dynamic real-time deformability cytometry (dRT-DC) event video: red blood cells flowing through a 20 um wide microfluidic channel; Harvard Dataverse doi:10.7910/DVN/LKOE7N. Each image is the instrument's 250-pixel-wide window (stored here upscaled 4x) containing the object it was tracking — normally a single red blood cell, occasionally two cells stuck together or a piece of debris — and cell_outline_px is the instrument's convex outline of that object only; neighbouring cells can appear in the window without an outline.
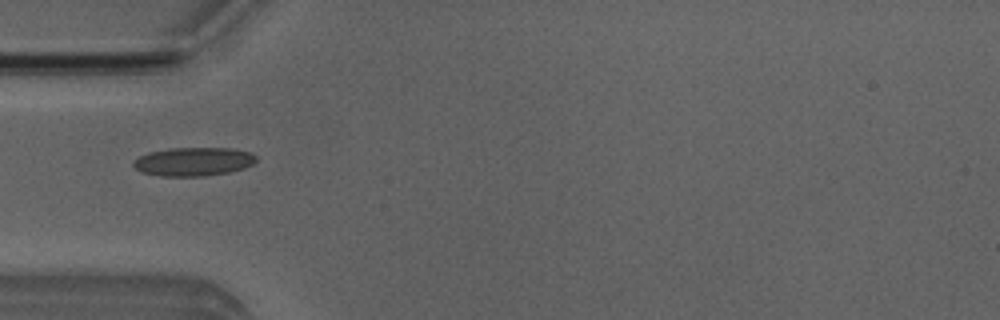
{"species": "Egyptian fruit bat (a non-hibernating species)", "species_latin": "Rousettus aegyptiacus", "temperature_condition": "room temperature", "stored_images_in_passage": 46, "camera_frame_rate_fps": 3000, "um_per_image_px": 0.085, "animal": {"sex": "male"}, "frame": {"image": 1, "passage_image": 11, "time_ms": 3.333, "image_size_px": [1000, 320], "cell_outline_px": [[256, 160], [252, 164], [244, 168], [228, 172], [204, 176], [160, 176], [144, 172], [136, 168], [132, 164], [140, 156], [148, 152], [168, 148], [232, 148], [252, 152], [256, 156]], "centroid_in_image_um": [16.47, 13.72], "position_along_channel_um": 68.5, "area_um2": 20.4}}
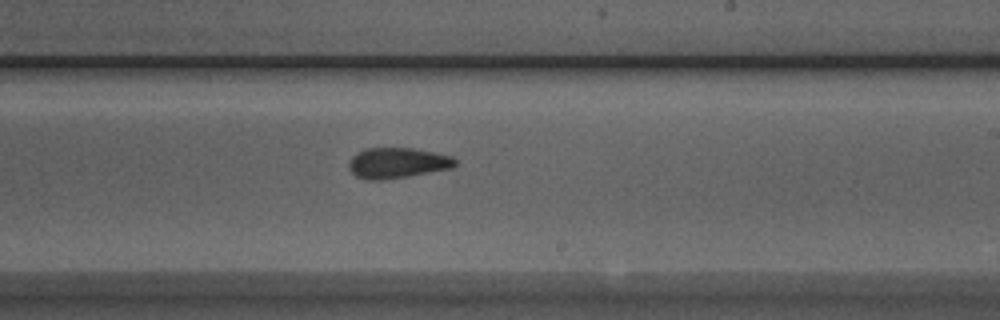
{"frame": {"image": 2, "passage_image": 25, "time_ms": 8.0, "image_size_px": [1000, 320], "cell_outline_px": [[456, 164], [452, 168], [408, 176], [380, 180], [368, 180], [356, 176], [348, 168], [348, 160], [352, 156], [364, 148], [412, 148], [452, 156], [456, 160]], "centroid_in_image_um": [33.74, 13.85], "position_along_channel_um": 255.3, "area_um2": 18.9}}
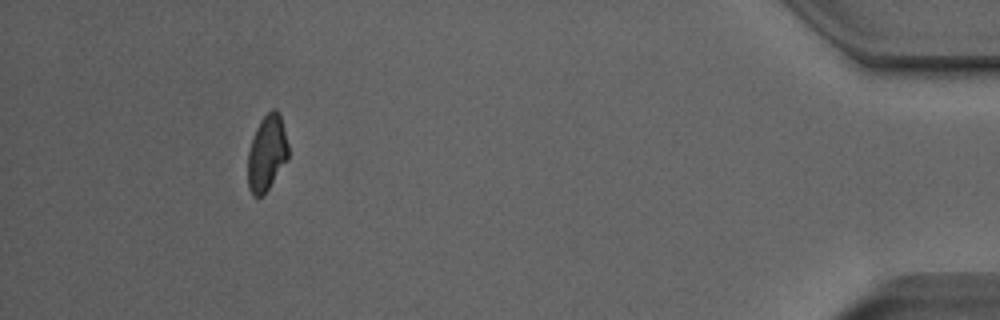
{"frame": {"image": 3, "passage_image": 42, "time_ms": 13.667, "image_size_px": [1000, 320], "cell_outline_px": [[288, 160], [264, 196], [252, 196], [248, 188], [248, 152], [256, 128], [260, 120], [272, 108], [276, 108], [280, 112], [288, 144]], "centroid_in_image_um": [22.69, 13.03], "position_along_channel_um": 412.5, "area_um2": 18.15}, "authors_computed_cell_mechanics": {"area_um2": 18.9006, "velocity_mm_per_s": 3.9891, "shape_relaxation_time_tau1_ms": 5.2693, "shape_relaxation_time_tau2_ms": 1.9463, "deformation_change_tau1": 0.1534, "deformation_change_tau2": 0.0942}}